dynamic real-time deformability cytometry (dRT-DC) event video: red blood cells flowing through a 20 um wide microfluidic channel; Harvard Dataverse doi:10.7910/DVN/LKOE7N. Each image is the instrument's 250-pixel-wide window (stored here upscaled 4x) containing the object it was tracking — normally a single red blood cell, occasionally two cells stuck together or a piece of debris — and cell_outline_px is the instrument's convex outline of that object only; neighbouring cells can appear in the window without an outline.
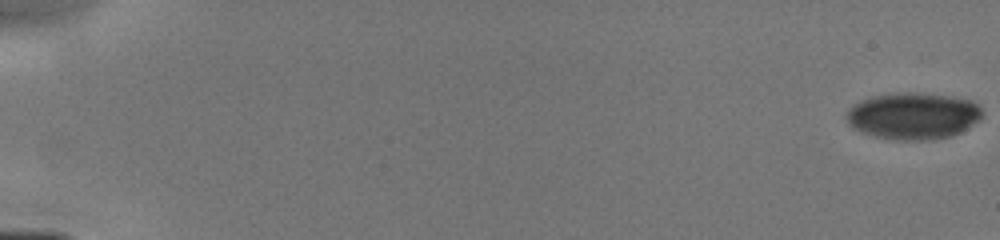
{"species": "human", "species_latin": "Homo sapiens", "temperature_condition": "cold", "stored_images_in_passage": 9, "camera_frame_rate_fps": 3000, "um_per_image_px": 0.085, "donor": {"sex": "male"}, "frame": {"image": 1, "passage_image": 1, "time_ms": 0.0, "image_size_px": [1000, 240], "cell_outline_px": [[984, 112], [980, 120], [960, 132], [952, 136], [936, 140], [892, 140], [860, 132], [852, 128], [848, 124], [848, 112], [860, 100], [876, 96], [908, 92], [948, 96], [972, 100]], "centroid_in_image_um": [77.66, 9.88], "position_along_channel_um": 7.3, "area_um2": 36.76}}
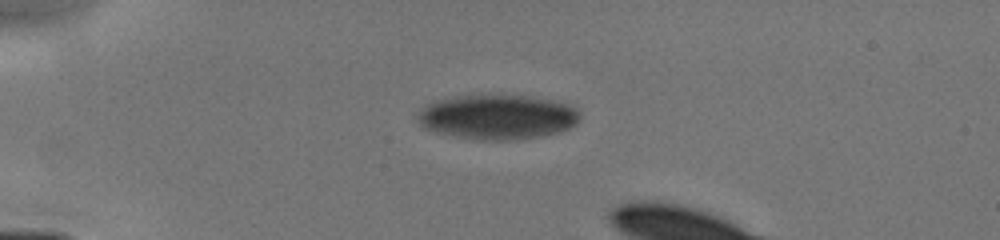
{"frame": {"image": 2, "passage_image": 6, "time_ms": 4.333, "image_size_px": [1000, 240], "cell_outline_px": [[580, 120], [576, 124], [560, 132], [544, 136], [516, 140], [476, 140], [452, 136], [436, 132], [424, 128], [420, 124], [416, 116], [420, 108], [424, 104], [432, 100], [460, 96], [524, 96], [548, 100], [568, 104], [576, 108], [580, 112]], "centroid_in_image_um": [42.25, 9.97], "position_along_channel_um": 42.8, "area_um2": 42.54}}